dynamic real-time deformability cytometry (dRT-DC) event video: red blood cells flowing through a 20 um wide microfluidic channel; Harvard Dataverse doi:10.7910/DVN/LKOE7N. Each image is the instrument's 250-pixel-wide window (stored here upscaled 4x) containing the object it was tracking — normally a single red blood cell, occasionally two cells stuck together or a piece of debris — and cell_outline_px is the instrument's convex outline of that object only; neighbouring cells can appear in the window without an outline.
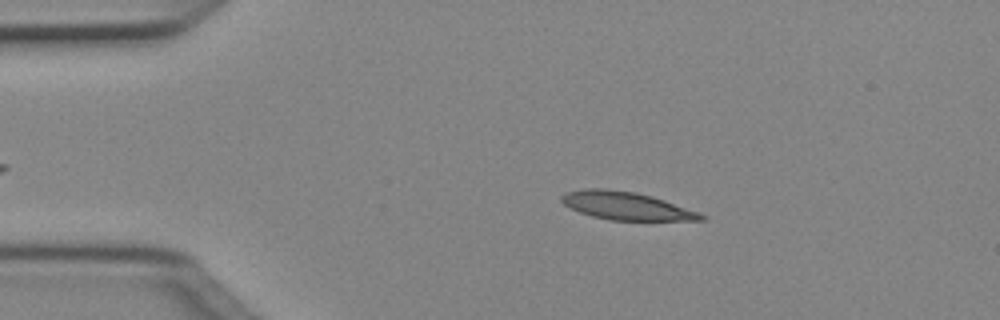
{"species": "Egyptian fruit bat (a non-hibernating species)", "species_latin": "Rousettus aegyptiacus", "temperature_condition": "cold", "stored_images_in_passage": 38, "camera_frame_rate_fps": 3000, "um_per_image_px": 0.085, "animal": {"sex": "female"}, "frame": {"image": 1, "passage_image": 5, "time_ms": 1.333, "image_size_px": [1000, 320], "cell_outline_px": [[708, 220], [612, 220], [592, 216], [580, 212], [564, 204], [560, 200], [560, 196], [568, 192], [588, 188], [608, 188], [636, 192], [652, 196], [700, 212], [708, 216]], "centroid_in_image_um": [53.28, 17.49], "position_along_channel_um": 31.7, "area_um2": 22.72}}
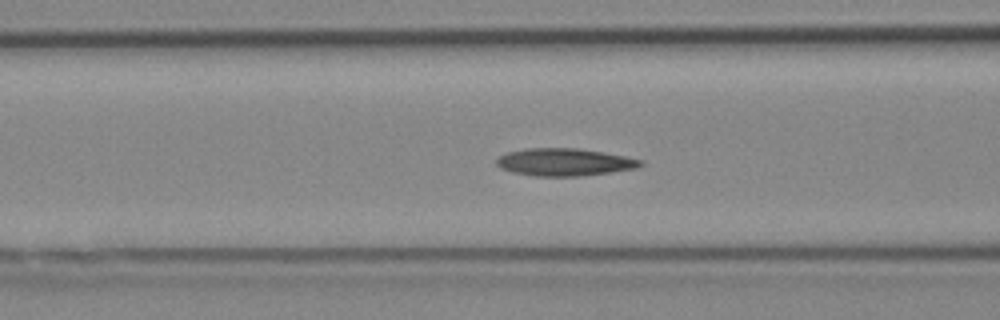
{"frame": {"image": 2, "passage_image": 15, "time_ms": 4.667, "image_size_px": [1000, 320], "cell_outline_px": [[644, 164], [636, 168], [612, 172], [580, 176], [532, 176], [512, 172], [500, 168], [496, 164], [496, 160], [500, 156], [508, 152], [528, 148], [576, 148], [624, 156], [644, 160]], "centroid_in_image_um": [47.97, 13.79], "position_along_channel_um": 118.6, "area_um2": 23.0}}
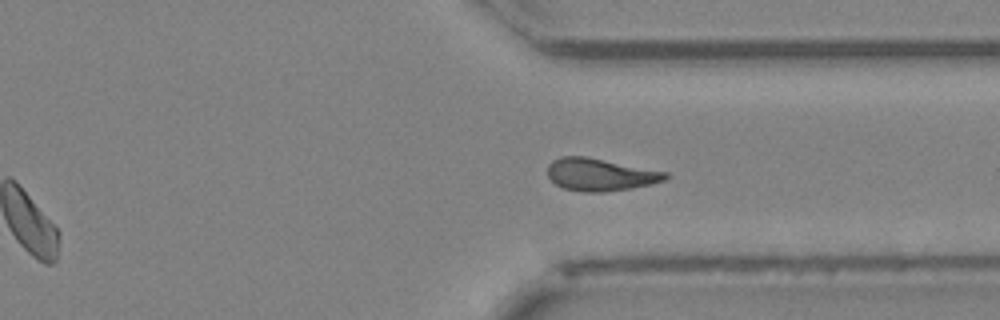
{"frame": {"image": 3, "passage_image": 33, "time_ms": 10.667, "image_size_px": [1000, 320], "cell_outline_px": [[668, 176], [664, 180], [652, 184], [632, 188], [604, 192], [584, 192], [564, 188], [556, 184], [548, 176], [548, 164], [552, 160], [560, 156], [588, 156], [668, 172]], "centroid_in_image_um": [51.02, 14.83], "position_along_channel_um": 360.4, "area_um2": 22.43}, "authors_computed_cell_mechanics": {"area_um2": 22.4553, "velocity_mm_per_s": 4.0293, "shape_relaxation_time_tau1_ms": null, "shape_relaxation_time_tau2_ms": 5.0172, "deformation_change_tau1": null, "deformation_change_tau2": 0.1298}}